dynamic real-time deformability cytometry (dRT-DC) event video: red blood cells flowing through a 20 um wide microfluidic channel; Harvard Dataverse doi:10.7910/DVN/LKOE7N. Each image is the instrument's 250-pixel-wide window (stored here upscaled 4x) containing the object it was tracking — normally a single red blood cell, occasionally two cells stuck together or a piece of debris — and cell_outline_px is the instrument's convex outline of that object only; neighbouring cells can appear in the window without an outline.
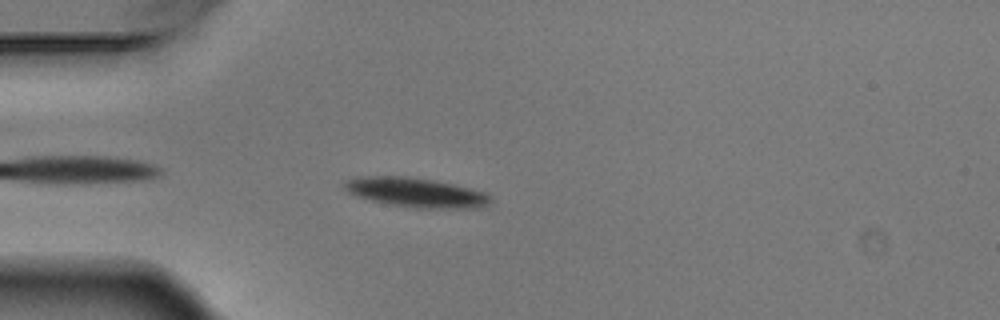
{"species": "Egyptian fruit bat (a non-hibernating species)", "species_latin": "Rousettus aegyptiacus", "temperature_condition": "warm", "stored_images_in_passage": 5, "camera_frame_rate_fps": 3000, "um_per_image_px": 0.085, "animal": {"sex": "male"}, "frame": {"image": 1, "passage_image": 4, "time_ms": 1.0, "image_size_px": [1000, 320], "cell_outline_px": [[492, 200], [488, 204], [480, 208], [416, 208], [392, 204], [372, 200], [356, 196], [348, 192], [340, 184], [344, 180], [360, 176], [408, 176], [436, 180], [484, 192]], "centroid_in_image_um": [35.3, 16.35], "position_along_channel_um": 49.7, "area_um2": 25.09}}